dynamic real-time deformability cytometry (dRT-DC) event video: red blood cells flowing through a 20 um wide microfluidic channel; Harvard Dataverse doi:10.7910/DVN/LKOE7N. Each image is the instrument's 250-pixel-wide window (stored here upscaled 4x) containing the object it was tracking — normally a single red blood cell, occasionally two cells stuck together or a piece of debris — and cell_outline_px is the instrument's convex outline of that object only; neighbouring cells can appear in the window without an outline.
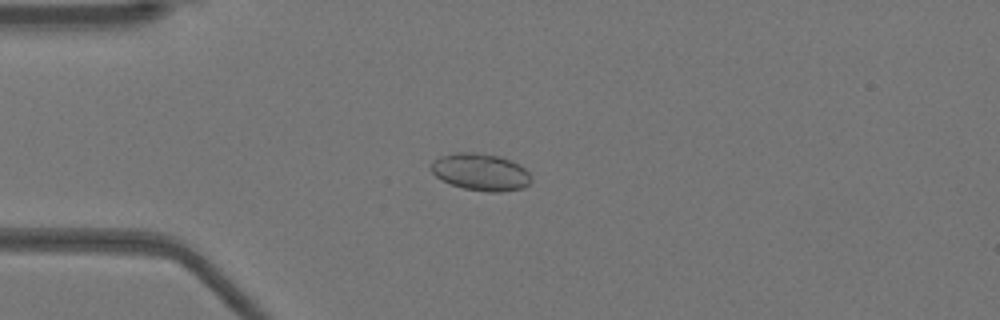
{"species": "Egyptian fruit bat (a non-hibernating species)", "species_latin": "Rousettus aegyptiacus", "temperature_condition": "warm", "stored_images_in_passage": 44, "camera_frame_rate_fps": 3000, "um_per_image_px": 0.085, "animal": {"sex": "female"}, "frame": {"image": 1, "passage_image": 6, "time_ms": 1.667, "image_size_px": [1000, 320], "cell_outline_px": [[532, 180], [524, 188], [500, 192], [488, 192], [464, 188], [440, 180], [428, 168], [428, 164], [432, 160], [440, 156], [456, 152], [476, 152], [500, 156], [524, 168], [532, 176]], "centroid_in_image_um": [40.8, 14.62], "position_along_channel_um": 44.2, "area_um2": 21.85}}
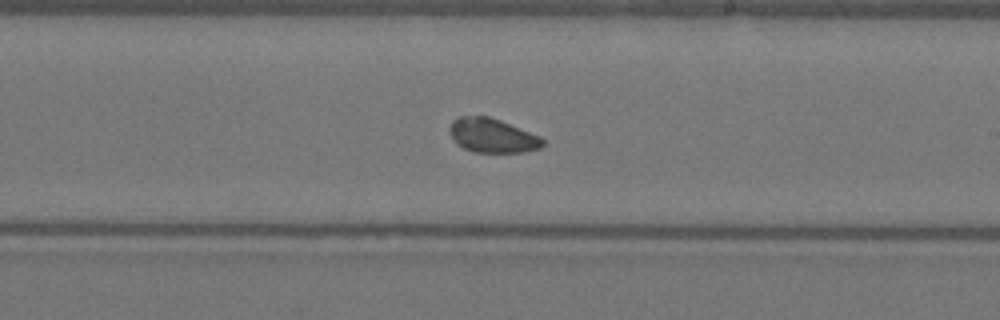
{"frame": {"image": 2, "passage_image": 23, "time_ms": 7.333, "image_size_px": [1000, 320], "cell_outline_px": [[544, 144], [540, 148], [524, 152], [476, 152], [464, 148], [456, 144], [448, 132], [448, 128], [452, 120], [460, 116], [488, 116], [500, 120], [540, 136], [544, 140]], "centroid_in_image_um": [41.81, 11.52], "position_along_channel_um": 247.2, "area_um2": 18.61}}
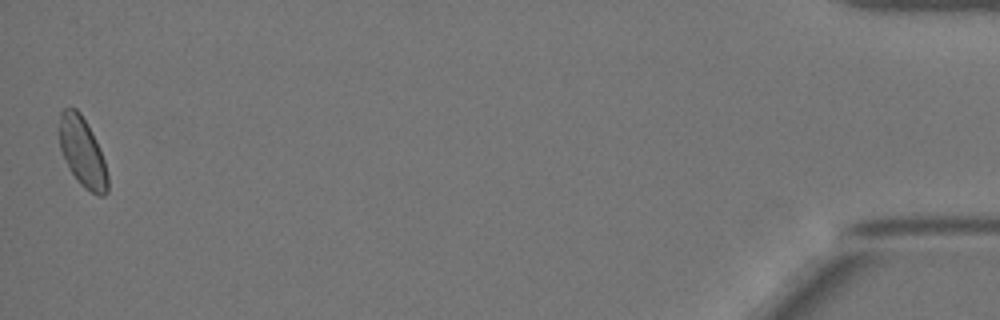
{"frame": {"image": 3, "passage_image": 44, "time_ms": 14.333, "image_size_px": [1000, 320], "cell_outline_px": [[108, 192], [104, 196], [100, 196], [92, 192], [80, 184], [76, 180], [68, 168], [60, 148], [56, 132], [56, 128], [60, 112], [64, 108], [76, 108], [80, 112], [92, 132], [104, 160], [108, 176]], "centroid_in_image_um": [6.95, 12.89], "position_along_channel_um": 428.2, "area_um2": 20.0}, "authors_computed_cell_mechanics": {"area_um2": 19.3341, "velocity_mm_per_s": 3.9202, "shape_relaxation_time_tau1_ms": null, "shape_relaxation_time_tau2_ms": 3.3602, "deformation_change_tau1": null, "deformation_change_tau2": 0.0557}}